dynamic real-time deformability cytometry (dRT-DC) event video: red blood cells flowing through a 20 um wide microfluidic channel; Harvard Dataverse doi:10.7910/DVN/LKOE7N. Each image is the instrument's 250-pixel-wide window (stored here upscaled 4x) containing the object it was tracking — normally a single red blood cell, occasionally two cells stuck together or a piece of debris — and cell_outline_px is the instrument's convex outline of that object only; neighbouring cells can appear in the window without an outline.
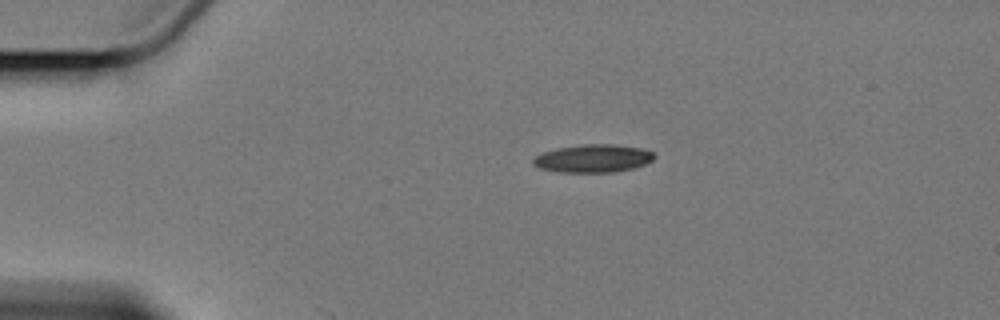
{"species": "Egyptian fruit bat (a non-hibernating species)", "species_latin": "Rousettus aegyptiacus", "temperature_condition": "cold", "stored_images_in_passage": 2, "camera_frame_rate_fps": 3000, "um_per_image_px": 0.085, "animal": {"sex": "female"}, "frame": {"image": 1, "passage_image": 1, "time_ms": 0.0, "image_size_px": [1000, 320], "cell_outline_px": [[656, 156], [652, 160], [644, 164], [632, 168], [616, 172], [556, 172], [536, 168], [532, 164], [532, 160], [536, 156], [544, 152], [556, 148], [584, 144], [612, 144], [644, 148], [652, 152]], "centroid_in_image_um": [50.38, 13.47], "position_along_channel_um": 34.6, "area_um2": 19.88}}